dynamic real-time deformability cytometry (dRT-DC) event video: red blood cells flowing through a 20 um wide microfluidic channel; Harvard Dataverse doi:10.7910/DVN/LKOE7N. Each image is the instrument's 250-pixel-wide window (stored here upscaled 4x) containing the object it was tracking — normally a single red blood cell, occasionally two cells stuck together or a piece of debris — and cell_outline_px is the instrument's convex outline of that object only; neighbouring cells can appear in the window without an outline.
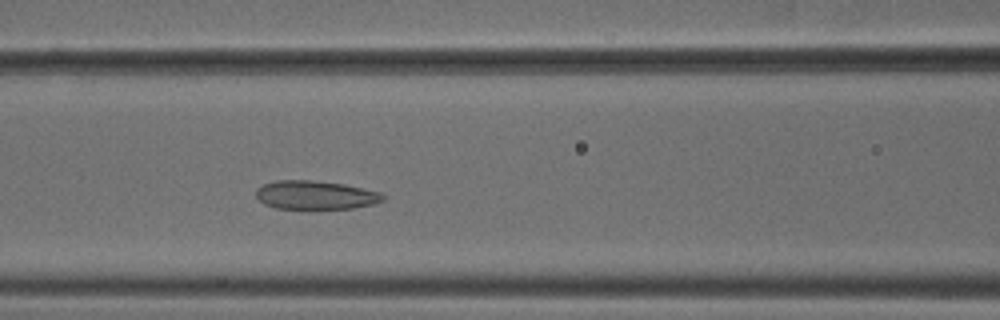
{"species": "common noctule bat (a hibernating species)", "species_latin": "Nyctalus noctula", "temperature_condition": "cold", "stored_images_in_passage": 48, "camera_frame_rate_fps": 3000, "um_per_image_px": 0.085, "animal": {"sex": "male", "body_mass_g": 18.8}, "frame": {"image": 1, "passage_image": 17, "time_ms": 5.333, "image_size_px": [1000, 320], "cell_outline_px": [[384, 200], [372, 204], [352, 208], [308, 212], [276, 208], [264, 204], [256, 196], [256, 188], [264, 184], [276, 180], [312, 180], [344, 184], [364, 188], [380, 192], [384, 196]], "centroid_in_image_um": [26.79, 16.63], "position_along_channel_um": 139.8, "area_um2": 22.14}}
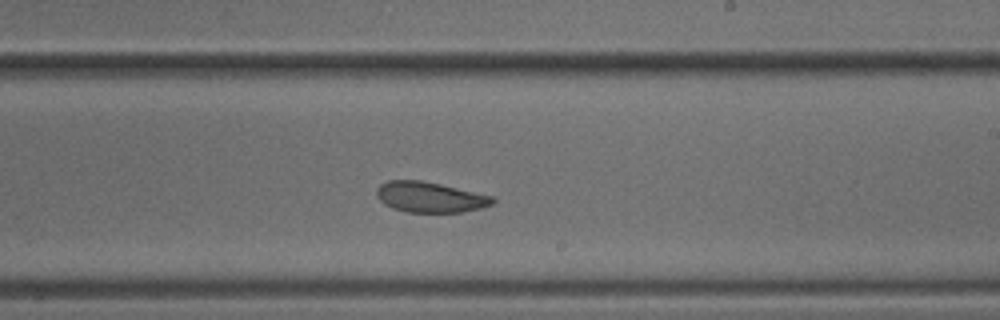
{"frame": {"image": 2, "passage_image": 26, "time_ms": 8.333, "image_size_px": [1000, 320], "cell_outline_px": [[496, 204], [464, 212], [408, 212], [392, 208], [384, 204], [376, 196], [376, 188], [380, 184], [388, 180], [420, 180], [440, 184], [492, 196], [496, 200]], "centroid_in_image_um": [36.54, 16.76], "position_along_channel_um": 252.5, "area_um2": 20.69}}
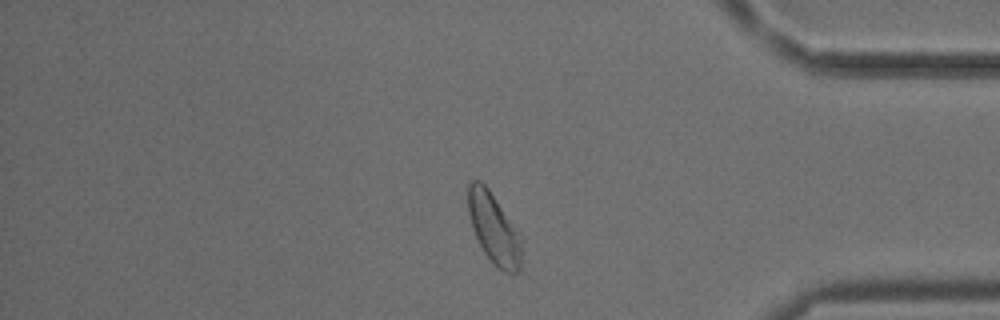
{"frame": {"image": 3, "passage_image": 39, "time_ms": 12.667, "image_size_px": [1000, 320], "cell_outline_px": [[520, 268], [512, 276], [504, 272], [484, 252], [472, 228], [468, 212], [468, 184], [472, 180], [480, 180], [488, 188], [520, 232]], "centroid_in_image_um": [41.97, 19.39], "position_along_channel_um": 393.2, "area_um2": 21.73}, "authors_computed_cell_mechanics": {"area_um2": 22.2819, "velocity_mm_per_s": 3.76, "shape_relaxation_time_tau1_ms": null, "shape_relaxation_time_tau2_ms": 1.3671, "deformation_change_tau1": null, "deformation_change_tau2": 0.0728}}